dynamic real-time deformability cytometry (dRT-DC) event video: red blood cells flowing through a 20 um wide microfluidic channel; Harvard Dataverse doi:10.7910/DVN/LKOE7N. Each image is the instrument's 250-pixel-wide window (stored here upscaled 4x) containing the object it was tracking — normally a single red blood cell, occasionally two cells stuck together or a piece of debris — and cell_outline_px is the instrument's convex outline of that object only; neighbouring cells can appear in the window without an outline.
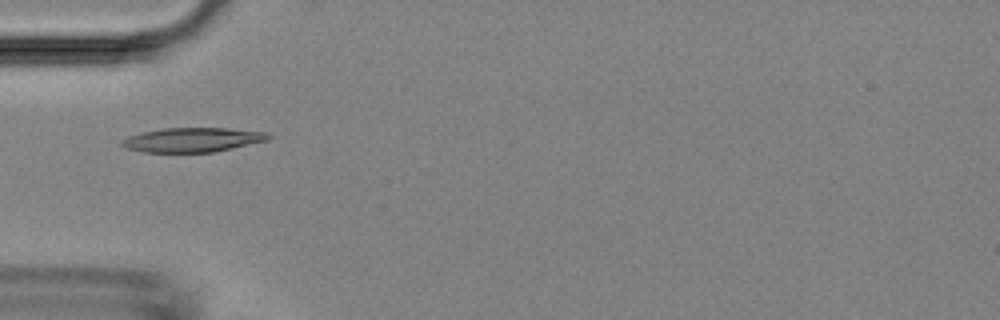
{"species": "Egyptian fruit bat (a non-hibernating species)", "species_latin": "Rousettus aegyptiacus", "temperature_condition": "room temperature", "stored_images_in_passage": 4, "camera_frame_rate_fps": 3000, "um_per_image_px": 0.085, "animal": {"sex": "female"}, "frame": {"image": 1, "passage_image": 4, "time_ms": 3.333, "image_size_px": [1000, 320], "cell_outline_px": [[272, 136], [268, 140], [212, 152], [144, 152], [128, 148], [120, 144], [120, 140], [128, 136], [144, 132], [164, 128], [228, 128], [268, 132]], "centroid_in_image_um": [16.37, 11.88], "position_along_channel_um": 68.6, "area_um2": 20.63}}